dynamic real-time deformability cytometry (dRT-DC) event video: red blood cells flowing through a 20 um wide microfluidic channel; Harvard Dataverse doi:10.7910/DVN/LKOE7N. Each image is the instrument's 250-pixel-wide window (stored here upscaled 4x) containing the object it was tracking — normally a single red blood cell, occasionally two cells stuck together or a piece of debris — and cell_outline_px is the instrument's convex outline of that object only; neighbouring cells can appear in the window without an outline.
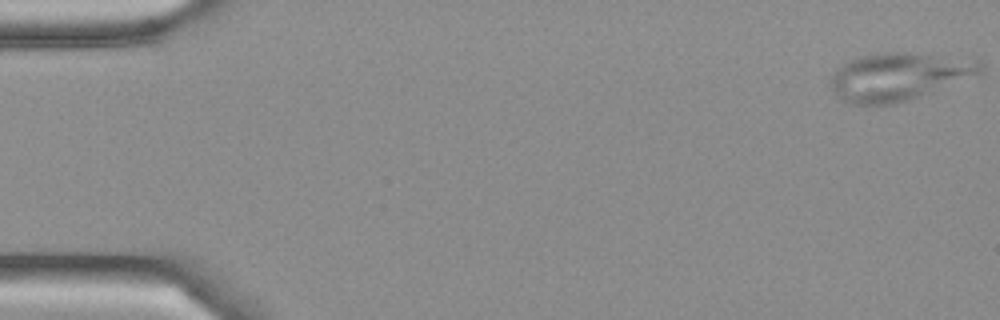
{"species": "Egyptian fruit bat (a non-hibernating species)", "species_latin": "Rousettus aegyptiacus", "temperature_condition": "cold", "stored_images_in_passage": 8, "camera_frame_rate_fps": 3000, "um_per_image_px": 0.085, "frame": {"image": 1, "passage_image": 1, "time_ms": 0.0, "image_size_px": [1000, 320], "cell_outline_px": [[984, 72], [980, 76], [908, 100], [892, 104], [848, 104], [840, 100], [828, 84], [828, 76], [840, 64], [860, 56], [880, 52], [912, 52], [980, 60], [984, 64]], "centroid_in_image_um": [76.41, 6.5], "position_along_channel_um": 8.6, "area_um2": 42.77}}